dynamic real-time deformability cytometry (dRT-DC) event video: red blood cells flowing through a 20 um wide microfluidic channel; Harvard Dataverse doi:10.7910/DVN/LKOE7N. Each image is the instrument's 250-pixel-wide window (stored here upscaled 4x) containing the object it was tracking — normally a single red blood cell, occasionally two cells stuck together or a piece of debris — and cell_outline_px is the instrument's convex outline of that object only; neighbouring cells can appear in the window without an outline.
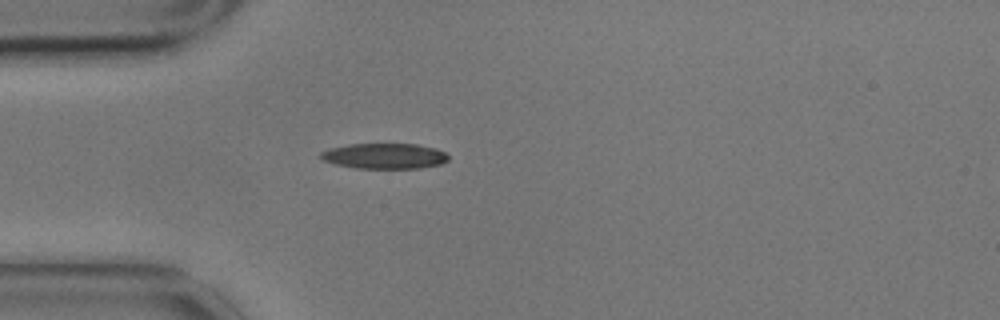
{"species": "common noctule bat (a hibernating species)", "species_latin": "Nyctalus noctula", "temperature_condition": "cold", "stored_images_in_passage": 1, "camera_frame_rate_fps": 3000, "um_per_image_px": 0.085, "animal": {"sex": "male", "body_mass_g": 17.9}, "frame": {"image": 1, "passage_image": 1, "time_ms": 0.0, "image_size_px": [1000, 320], "cell_outline_px": [[448, 160], [440, 164], [420, 168], [356, 168], [336, 164], [324, 160], [320, 156], [320, 152], [328, 148], [348, 144], [416, 144], [436, 148], [444, 152], [448, 156]], "centroid_in_image_um": [32.67, 13.25], "position_along_channel_um": 52.3, "area_um2": 18.9}}